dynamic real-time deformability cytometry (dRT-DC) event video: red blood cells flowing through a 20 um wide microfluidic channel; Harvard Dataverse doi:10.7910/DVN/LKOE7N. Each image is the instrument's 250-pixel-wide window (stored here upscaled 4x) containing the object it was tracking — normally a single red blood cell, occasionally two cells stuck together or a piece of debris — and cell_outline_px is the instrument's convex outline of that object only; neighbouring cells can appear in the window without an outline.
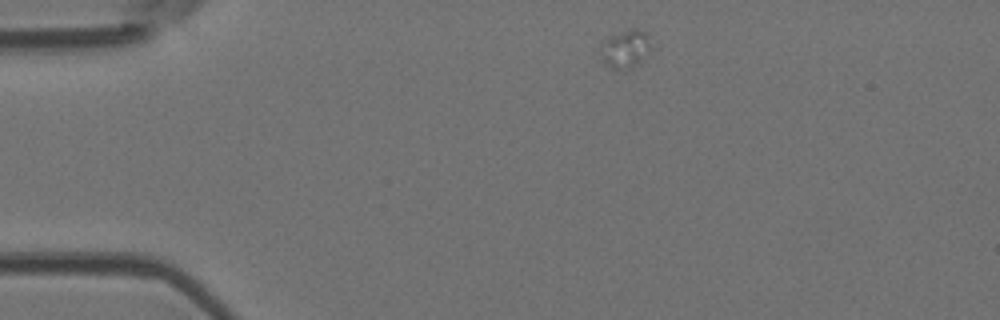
{"species": "Egyptian fruit bat (a non-hibernating species)", "species_latin": "Rousettus aegyptiacus", "temperature_condition": "room temperature", "stored_images_in_passage": 8, "camera_frame_rate_fps": 3000, "um_per_image_px": 0.085, "animal": {"sex": "female"}, "frame": {"image": 1, "passage_image": 1, "time_ms": 0.0, "image_size_px": [1000, 320], "cell_outline_px": [[652, 48], [636, 64], [628, 68], [612, 68], [604, 64], [604, 56], [608, 40], [612, 36], [632, 28], [636, 28], [648, 32], [652, 44]], "centroid_in_image_um": [53.31, 4.12], "position_along_channel_um": 31.7, "area_um2": 10.35}}